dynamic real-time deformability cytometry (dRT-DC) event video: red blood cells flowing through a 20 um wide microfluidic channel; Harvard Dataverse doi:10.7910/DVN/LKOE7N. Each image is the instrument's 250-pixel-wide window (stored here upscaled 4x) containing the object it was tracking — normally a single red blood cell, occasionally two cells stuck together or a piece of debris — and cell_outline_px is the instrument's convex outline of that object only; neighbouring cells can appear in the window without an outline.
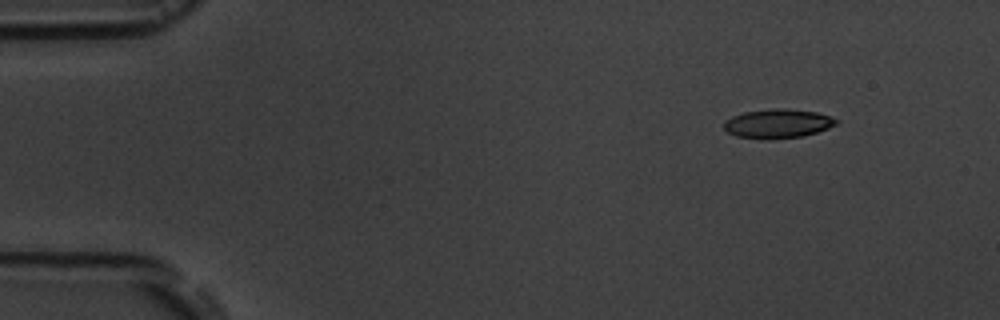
{"species": "common noctule bat (a hibernating species)", "species_latin": "Nyctalus noctula", "temperature_condition": "room temperature", "stored_images_in_passage": 4, "camera_frame_rate_fps": 3000, "um_per_image_px": 0.085, "animal": {"sex": "male", "body_mass_g": 19.5, "forearm_length_mm": 54.6}, "frame": {"image": 1, "passage_image": 1, "time_ms": 0.0, "image_size_px": [1000, 320], "cell_outline_px": [[840, 120], [836, 124], [828, 128], [816, 132], [800, 136], [736, 136], [728, 132], [724, 128], [724, 120], [732, 116], [744, 112], [776, 108], [816, 112], [832, 116]], "centroid_in_image_um": [66.14, 10.45], "position_along_channel_um": 18.9, "area_um2": 18.03}}
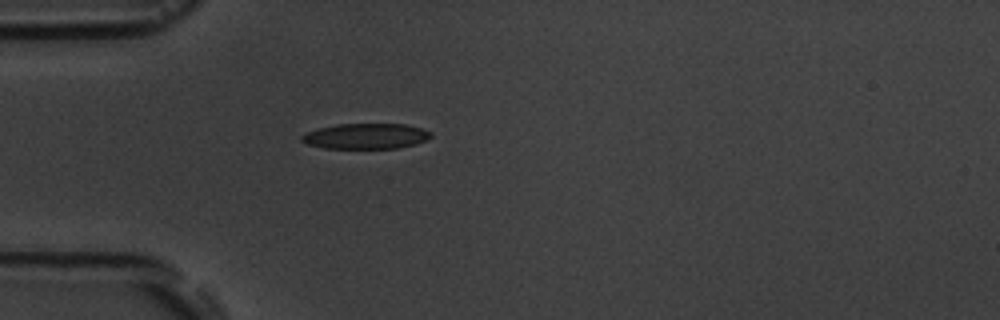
{"frame": {"image": 2, "passage_image": 4, "time_ms": 3.333, "image_size_px": [1000, 320], "cell_outline_px": [[432, 136], [416, 144], [400, 148], [324, 148], [308, 144], [300, 140], [300, 136], [316, 128], [336, 124], [404, 124], [420, 128], [432, 132]], "centroid_in_image_um": [31.08, 11.57], "position_along_channel_um": 53.9, "area_um2": 19.19}}